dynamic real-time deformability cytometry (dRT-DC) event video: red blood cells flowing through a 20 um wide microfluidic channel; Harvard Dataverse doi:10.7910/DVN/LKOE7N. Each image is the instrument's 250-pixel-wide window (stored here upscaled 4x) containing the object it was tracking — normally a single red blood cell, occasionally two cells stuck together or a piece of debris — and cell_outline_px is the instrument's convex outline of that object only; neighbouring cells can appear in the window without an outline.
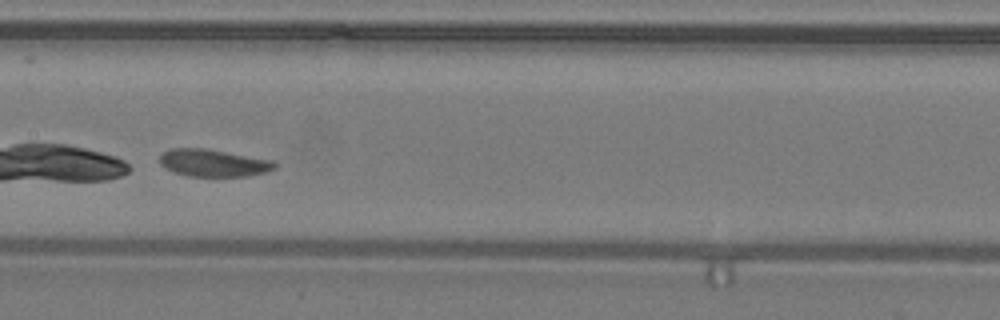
{"species": "common noctule bat (a hibernating species)", "species_latin": "Nyctalus noctula", "temperature_condition": "warm", "stored_images_in_passage": 42, "camera_frame_rate_fps": 3000, "um_per_image_px": 0.085, "animal": {"sex": "male", "body_mass_g": 19.2, "forearm_length_mm": 51.8}, "frame": {"image": 1, "passage_image": 20, "time_ms": 6.333, "image_size_px": [1000, 320], "cell_outline_px": [[280, 164], [276, 168], [264, 172], [248, 176], [188, 176], [176, 172], [160, 164], [160, 156], [168, 148], [204, 148], [272, 160]], "centroid_in_image_um": [18.16, 13.84], "position_along_channel_um": 189.2, "area_um2": 18.15}}
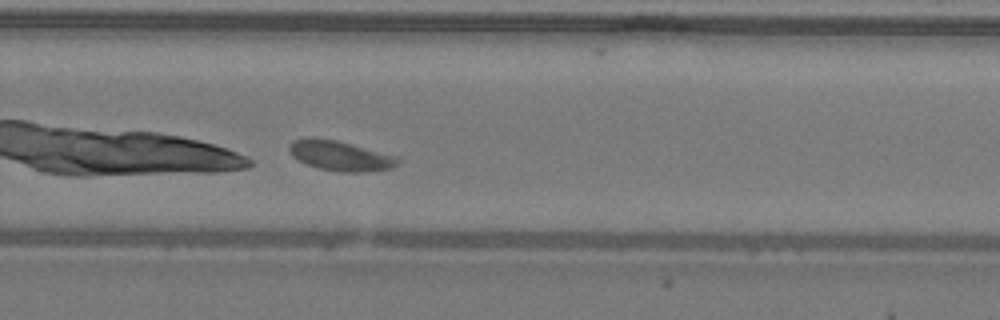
{"frame": {"image": 2, "passage_image": 28, "time_ms": 9.0, "image_size_px": [1000, 320], "cell_outline_px": [[400, 164], [392, 168], [368, 172], [340, 172], [320, 168], [308, 164], [292, 156], [288, 152], [288, 144], [292, 140], [308, 136], [336, 140], [400, 156]], "centroid_in_image_um": [28.95, 13.22], "position_along_channel_um": 300.9, "area_um2": 19.36}}